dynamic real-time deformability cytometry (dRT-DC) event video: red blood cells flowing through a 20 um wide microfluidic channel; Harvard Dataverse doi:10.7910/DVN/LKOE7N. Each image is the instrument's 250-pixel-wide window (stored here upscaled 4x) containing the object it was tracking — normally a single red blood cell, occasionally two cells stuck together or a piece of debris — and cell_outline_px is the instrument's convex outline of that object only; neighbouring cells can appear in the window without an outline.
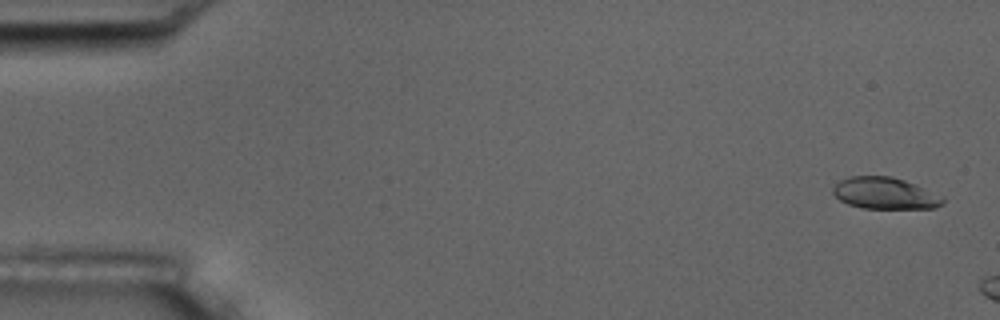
{"species": "common noctule bat (a hibernating species)", "species_latin": "Nyctalus noctula", "temperature_condition": "room temperature", "stored_images_in_passage": 5, "camera_frame_rate_fps": 3000, "um_per_image_px": 0.085, "animal": {"sex": "male", "body_mass_g": 17.5, "forearm_length_mm": 52.3}, "frame": {"image": 1, "passage_image": 1, "time_ms": 0.0, "image_size_px": [1000, 320], "cell_outline_px": [[944, 204], [936, 208], [864, 208], [848, 204], [840, 200], [832, 192], [832, 188], [840, 180], [848, 176], [892, 176], [916, 184], [944, 196]], "centroid_in_image_um": [75.25, 16.42], "position_along_channel_um": 9.8, "area_um2": 20.4}}